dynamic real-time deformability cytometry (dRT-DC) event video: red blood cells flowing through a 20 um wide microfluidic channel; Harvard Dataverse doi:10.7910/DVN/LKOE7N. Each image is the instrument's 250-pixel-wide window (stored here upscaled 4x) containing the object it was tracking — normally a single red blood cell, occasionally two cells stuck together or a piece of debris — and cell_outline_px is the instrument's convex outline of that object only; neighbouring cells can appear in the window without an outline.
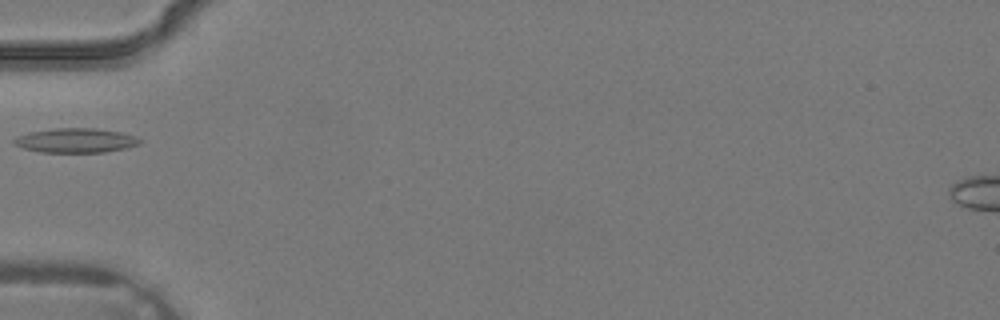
{"species": "common noctule bat (a hibernating species)", "species_latin": "Nyctalus noctula", "temperature_condition": "warm", "stored_images_in_passage": 3, "camera_frame_rate_fps": 3000, "um_per_image_px": 0.085, "animal": {"sex": "male", "body_mass_g": 19.2, "forearm_length_mm": 51.8}, "frame": {"image": 1, "passage_image": 3, "time_ms": 0.667, "image_size_px": [1000, 320], "cell_outline_px": [[144, 140], [140, 144], [124, 148], [104, 152], [40, 152], [24, 148], [12, 144], [12, 140], [16, 136], [28, 132], [56, 128], [96, 128], [120, 132], [136, 136]], "centroid_in_image_um": [6.42, 11.93], "position_along_channel_um": 78.6, "area_um2": 18.03}}